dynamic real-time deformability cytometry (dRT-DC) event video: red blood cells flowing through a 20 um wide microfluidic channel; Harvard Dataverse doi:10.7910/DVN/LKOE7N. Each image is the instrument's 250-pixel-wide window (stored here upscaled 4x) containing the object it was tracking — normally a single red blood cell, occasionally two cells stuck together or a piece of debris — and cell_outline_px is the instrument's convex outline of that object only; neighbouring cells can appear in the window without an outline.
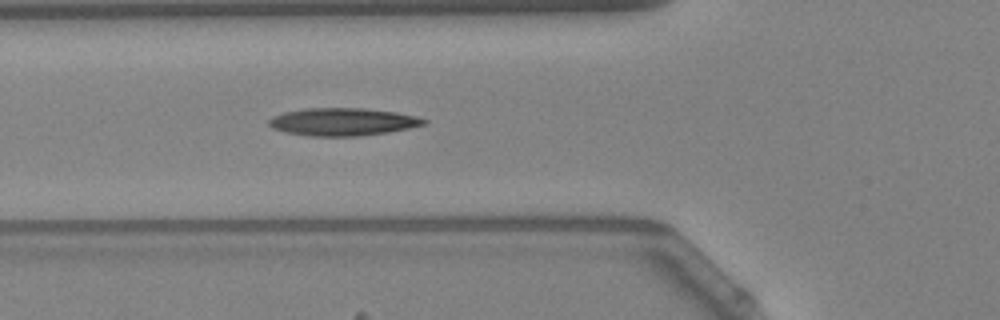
{"species": "Egyptian fruit bat (a non-hibernating species)", "species_latin": "Rousettus aegyptiacus", "temperature_condition": "warm", "stored_images_in_passage": 39, "camera_frame_rate_fps": 3000, "um_per_image_px": 0.085, "animal": {"sex": "female"}, "frame": {"image": 1, "passage_image": 12, "time_ms": 3.667, "image_size_px": [1000, 320], "cell_outline_px": [[428, 120], [424, 124], [408, 128], [360, 136], [312, 136], [288, 132], [272, 128], [268, 124], [268, 120], [272, 116], [284, 112], [304, 108], [364, 108], [396, 112], [416, 116]], "centroid_in_image_um": [29.1, 10.34], "position_along_channel_um": 96.7, "area_um2": 24.8}, "authors_computed_cell_mechanics": {"area_um2": 23.7558, "velocity_mm_per_s": 3.8331, "shape_relaxation_time_tau1_ms": 7.3368, "shape_relaxation_time_tau2_ms": 3.7083, "deformation_change_tau1": 0.2499, "deformation_change_tau2": 0.1577}}